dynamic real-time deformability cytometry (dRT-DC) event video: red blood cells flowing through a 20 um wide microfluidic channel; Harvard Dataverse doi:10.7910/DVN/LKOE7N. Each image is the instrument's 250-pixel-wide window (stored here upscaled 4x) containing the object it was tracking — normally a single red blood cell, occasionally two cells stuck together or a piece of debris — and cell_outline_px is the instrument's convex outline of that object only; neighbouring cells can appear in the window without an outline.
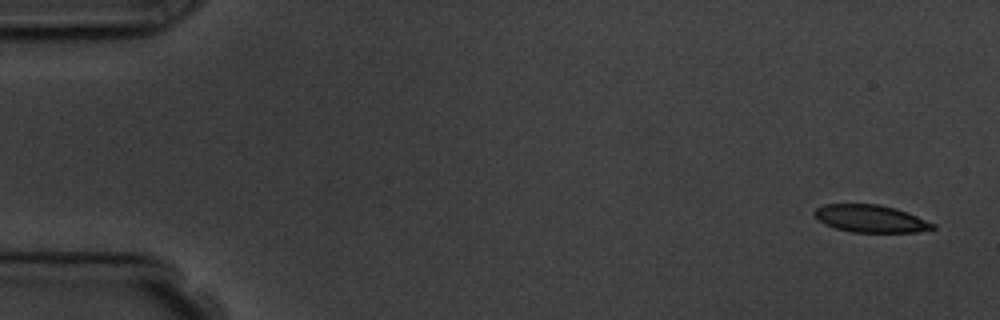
{"species": "common noctule bat (a hibernating species)", "species_latin": "Nyctalus noctula", "temperature_condition": "room temperature", "stored_images_in_passage": 4, "camera_frame_rate_fps": 3000, "um_per_image_px": 0.085, "animal": {"sex": "male", "body_mass_g": 19.5, "forearm_length_mm": 54.6}, "frame": {"image": 1, "passage_image": 1, "time_ms": 0.0, "image_size_px": [1000, 320], "cell_outline_px": [[936, 228], [916, 232], [852, 232], [836, 228], [824, 224], [812, 212], [816, 208], [824, 204], [880, 204], [896, 208], [908, 212], [936, 224]], "centroid_in_image_um": [74.02, 18.58], "position_along_channel_um": 11.0, "area_um2": 18.96}}